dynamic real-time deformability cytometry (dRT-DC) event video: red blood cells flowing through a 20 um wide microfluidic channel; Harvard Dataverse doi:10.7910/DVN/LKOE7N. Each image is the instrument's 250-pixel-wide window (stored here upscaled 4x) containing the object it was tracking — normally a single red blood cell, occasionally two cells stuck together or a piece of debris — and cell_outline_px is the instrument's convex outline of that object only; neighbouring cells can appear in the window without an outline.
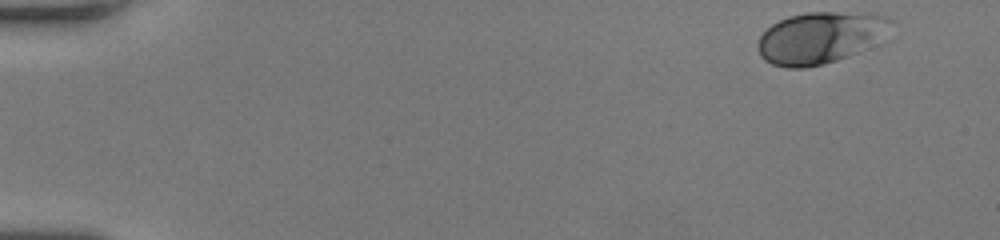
{"species": "human", "species_latin": "Homo sapiens", "temperature_condition": "room temperature", "stored_images_in_passage": 50, "camera_frame_rate_fps": 3000, "um_per_image_px": 0.085, "donor": {"sex": "female"}, "frame": {"image": 1, "passage_image": 1, "time_ms": 0.0, "image_size_px": [1000, 240], "cell_outline_px": [[892, 20], [856, 52], [836, 60], [824, 64], [804, 68], [788, 68], [772, 64], [764, 60], [760, 56], [760, 36], [772, 24], [788, 16], [808, 12], [836, 12], [888, 16]], "centroid_in_image_um": [69.52, 3.21], "position_along_channel_um": 15.5, "area_um2": 37.97}}
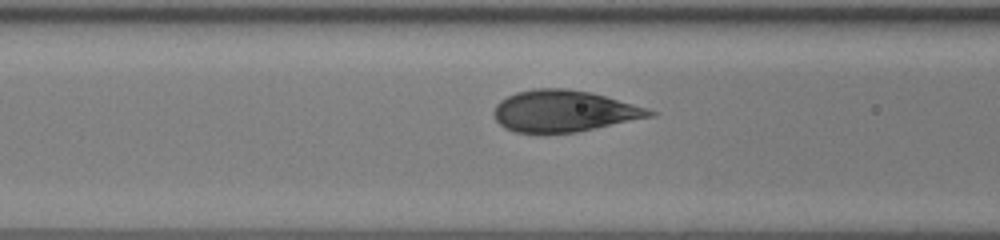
{"frame": {"image": 2, "passage_image": 20, "time_ms": 6.333, "image_size_px": [1000, 240], "cell_outline_px": [[660, 112], [656, 116], [576, 132], [516, 132], [504, 128], [496, 120], [492, 112], [496, 104], [500, 100], [516, 92], [532, 88], [564, 88], [592, 92], [648, 108]], "centroid_in_image_um": [47.96, 9.43], "position_along_channel_um": 118.6, "area_um2": 37.86}}
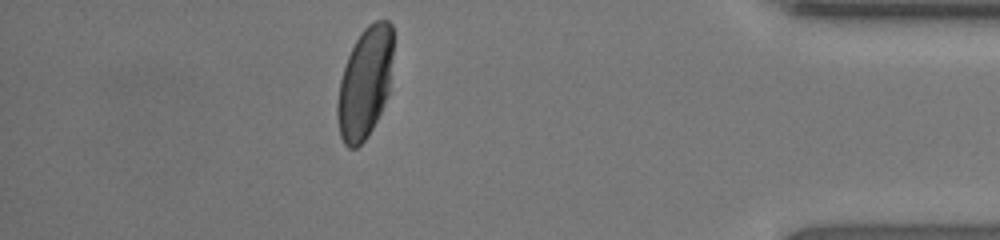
{"frame": {"image": 3, "passage_image": 44, "time_ms": 14.333, "image_size_px": [1000, 240], "cell_outline_px": [[392, 56], [388, 92], [384, 104], [368, 136], [356, 148], [348, 148], [344, 144], [340, 136], [336, 116], [336, 104], [340, 80], [348, 56], [356, 40], [364, 28], [368, 24], [376, 20], [388, 20], [392, 24]], "centroid_in_image_um": [30.99, 7.05], "position_along_channel_um": 404.2, "area_um2": 35.89}, "authors_computed_cell_mechanics": {"area_um2": 37.6278, "velocity_mm_per_s": 4.0272, "shape_relaxation_time_tau1_ms": 2.7145, "shape_relaxation_time_tau2_ms": null, "deformation_change_tau1": 0.154, "deformation_change_tau2": null}}